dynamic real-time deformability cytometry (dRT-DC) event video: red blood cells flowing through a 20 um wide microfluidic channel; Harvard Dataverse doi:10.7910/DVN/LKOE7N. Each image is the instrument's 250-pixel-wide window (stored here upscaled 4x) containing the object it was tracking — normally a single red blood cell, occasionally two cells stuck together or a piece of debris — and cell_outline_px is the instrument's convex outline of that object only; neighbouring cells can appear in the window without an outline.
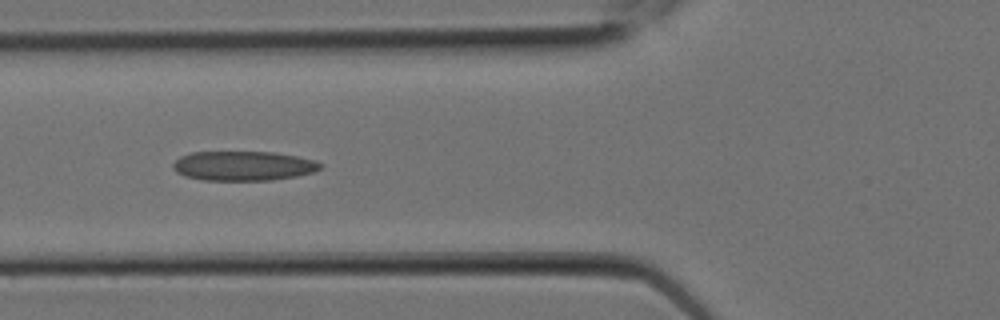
{"species": "Egyptian fruit bat (a non-hibernating species)", "species_latin": "Rousettus aegyptiacus", "temperature_condition": "room temperature", "stored_images_in_passage": 7, "camera_frame_rate_fps": 3000, "um_per_image_px": 0.085, "animal": {"sex": "female"}, "frame": {"image": 1, "passage_image": 6, "time_ms": 1.667, "image_size_px": [1000, 320], "cell_outline_px": [[324, 164], [320, 168], [312, 172], [296, 176], [272, 180], [204, 180], [184, 176], [176, 172], [172, 168], [172, 164], [180, 156], [192, 152], [272, 152], [296, 156], [316, 160]], "centroid_in_image_um": [20.67, 14.1], "position_along_channel_um": 105.1, "area_um2": 25.37}}
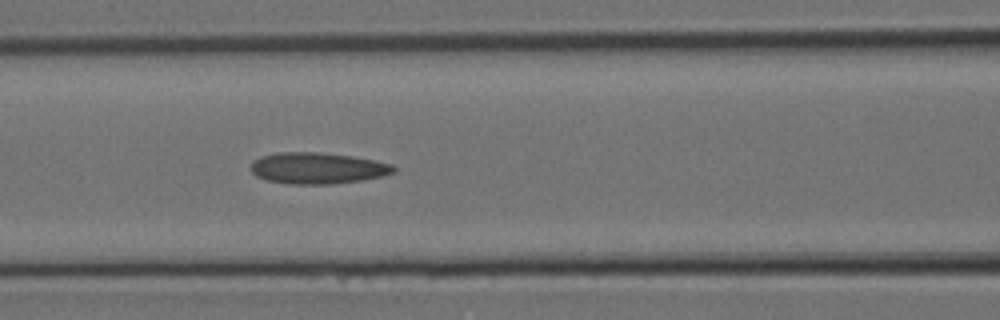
{"frame": {"image": 2, "passage_image": 7, "time_ms": 2.0, "image_size_px": [1000, 320], "cell_outline_px": [[396, 172], [384, 176], [364, 180], [328, 184], [292, 184], [268, 180], [256, 176], [252, 172], [252, 160], [260, 156], [276, 152], [320, 152], [352, 156], [376, 160], [392, 164], [396, 168]], "centroid_in_image_um": [27.03, 14.28], "position_along_channel_um": 139.6, "area_um2": 26.24}}